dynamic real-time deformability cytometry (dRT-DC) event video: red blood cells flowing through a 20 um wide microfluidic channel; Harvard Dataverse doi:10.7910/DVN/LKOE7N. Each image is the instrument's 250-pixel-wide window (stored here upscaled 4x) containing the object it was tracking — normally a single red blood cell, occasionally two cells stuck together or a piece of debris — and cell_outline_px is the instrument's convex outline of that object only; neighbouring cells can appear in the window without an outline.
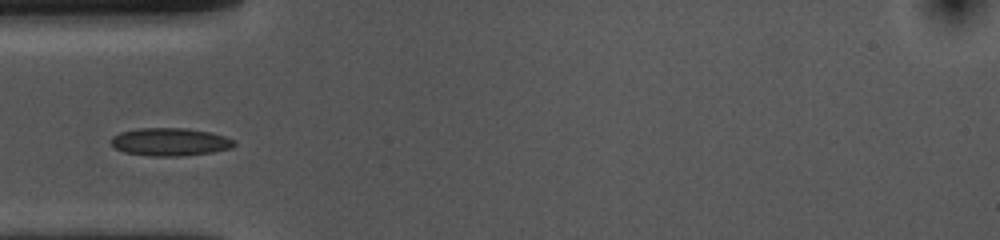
{"species": "common noctule bat (a hibernating species)", "species_latin": "Nyctalus noctula", "temperature_condition": "cold", "stored_images_in_passage": 10, "camera_frame_rate_fps": 3000, "um_per_image_px": 0.085, "animal": {"sex": "female", "body_mass_g": 10.0, "forearm_length_mm": 53.1}, "frame": {"image": 1, "passage_image": 4, "time_ms": 1.0, "image_size_px": [1000, 240], "cell_outline_px": [[236, 144], [232, 148], [212, 152], [180, 156], [152, 156], [124, 152], [116, 148], [108, 140], [112, 136], [120, 132], [140, 128], [184, 128], [212, 132], [236, 140]], "centroid_in_image_um": [14.46, 12.05], "position_along_channel_um": 70.5, "area_um2": 20.11}}
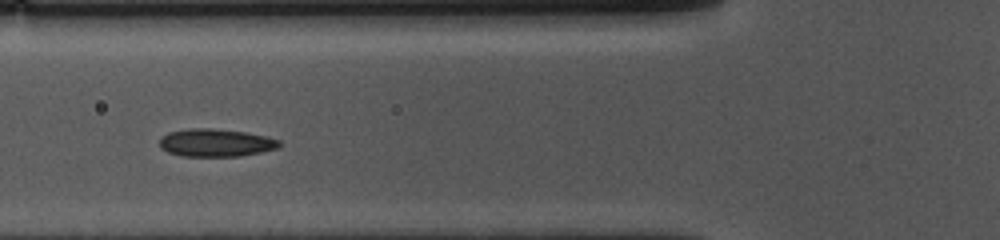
{"frame": {"image": 2, "passage_image": 7, "time_ms": 2.0, "image_size_px": [1000, 240], "cell_outline_px": [[280, 148], [240, 156], [180, 156], [168, 152], [160, 148], [160, 140], [168, 132], [188, 128], [212, 128], [244, 132], [268, 136], [280, 140]], "centroid_in_image_um": [18.36, 12.13], "position_along_channel_um": 107.4, "area_um2": 19.48}}